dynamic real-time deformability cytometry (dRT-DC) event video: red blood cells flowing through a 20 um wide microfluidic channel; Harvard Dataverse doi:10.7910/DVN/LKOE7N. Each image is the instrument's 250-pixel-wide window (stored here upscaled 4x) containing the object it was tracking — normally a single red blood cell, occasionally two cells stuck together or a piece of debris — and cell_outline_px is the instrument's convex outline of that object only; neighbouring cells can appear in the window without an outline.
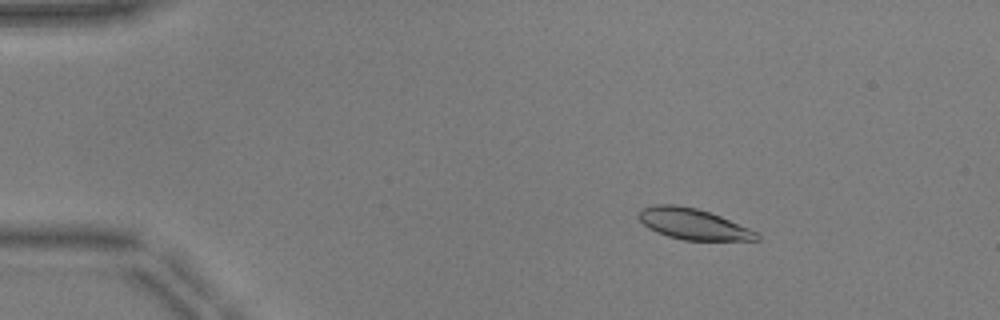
{"species": "common noctule bat (a hibernating species)", "species_latin": "Nyctalus noctula", "temperature_condition": "warm", "stored_images_in_passage": 52, "camera_frame_rate_fps": 3000, "um_per_image_px": 0.085, "animal": {"sex": "male", "body_mass_g": 17.9, "forearm_length_mm": 54.2}, "frame": {"image": 1, "passage_image": 8, "time_ms": 2.333, "image_size_px": [1000, 320], "cell_outline_px": [[760, 240], [684, 240], [668, 236], [656, 232], [648, 228], [640, 220], [640, 208], [656, 204], [676, 204], [696, 208], [720, 216], [760, 232]], "centroid_in_image_um": [58.95, 19.04], "position_along_channel_um": 26.1, "area_um2": 21.27}}
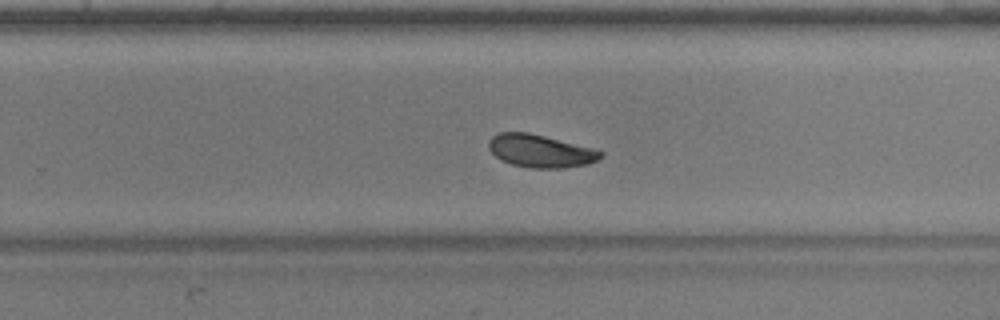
{"frame": {"image": 2, "passage_image": 34, "time_ms": 11.0, "image_size_px": [1000, 320], "cell_outline_px": [[604, 156], [588, 164], [560, 168], [532, 168], [512, 164], [500, 160], [488, 148], [488, 140], [492, 136], [500, 132], [528, 132], [592, 148], [604, 152]], "centroid_in_image_um": [45.91, 12.83], "position_along_channel_um": 283.9, "area_um2": 21.27}}
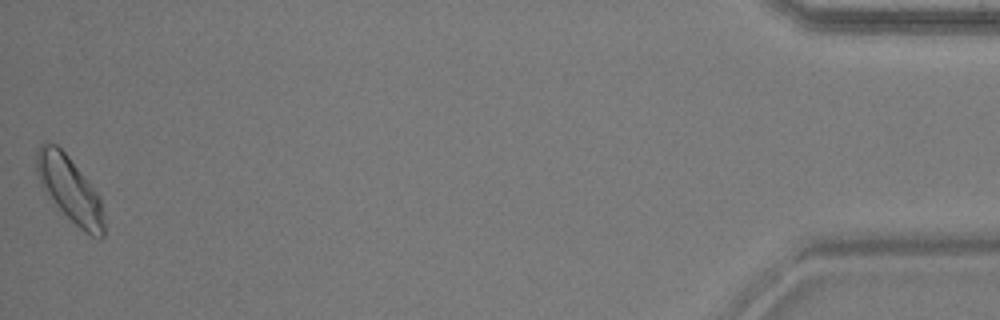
{"frame": {"image": 3, "passage_image": 52, "time_ms": 17.0, "image_size_px": [1000, 320], "cell_outline_px": [[104, 236], [100, 240], [84, 232], [44, 192], [40, 184], [36, 172], [36, 148], [44, 140], [56, 144], [68, 156], [100, 196], [104, 216]], "centroid_in_image_um": [5.92, 16.06], "position_along_channel_um": 429.3, "area_um2": 25.72}, "authors_computed_cell_mechanics": {"area_um2": 21.964, "velocity_mm_per_s": 3.8643, "shape_relaxation_time_tau1_ms": 4.9088, "shape_relaxation_time_tau2_ms": 7.2524, "deformation_change_tau1": 0.1477, "deformation_change_tau2": 0.112}}